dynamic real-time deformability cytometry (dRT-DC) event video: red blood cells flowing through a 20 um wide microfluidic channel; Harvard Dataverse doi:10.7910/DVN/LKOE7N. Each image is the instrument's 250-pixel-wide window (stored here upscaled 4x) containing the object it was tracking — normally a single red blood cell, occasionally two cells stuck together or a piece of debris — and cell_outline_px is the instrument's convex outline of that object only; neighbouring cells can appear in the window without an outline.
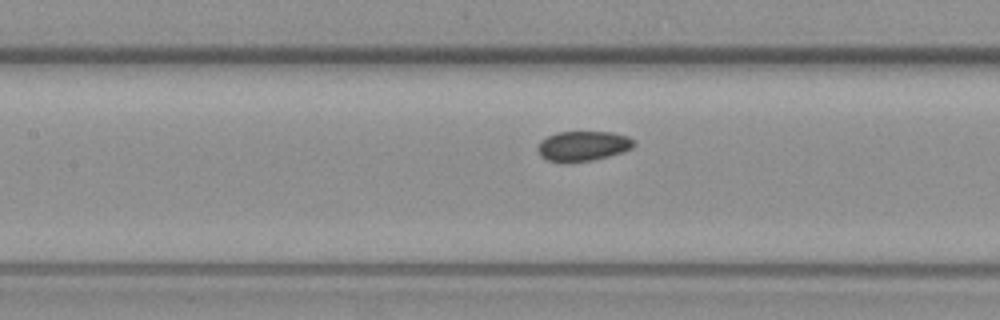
{"species": "common noctule bat (a hibernating species)", "species_latin": "Nyctalus noctula", "temperature_condition": "warm", "stored_images_in_passage": 8, "camera_frame_rate_fps": 3000, "um_per_image_px": 0.085, "animal": {"sex": "female", "body_mass_g": 19.3, "forearm_length_mm": 54.1}, "frame": {"image": 1, "passage_image": 8, "time_ms": 8.667, "image_size_px": [1000, 320], "cell_outline_px": [[636, 144], [632, 148], [624, 152], [592, 160], [564, 164], [548, 160], [540, 156], [536, 148], [540, 140], [556, 132], [612, 132], [628, 136], [636, 140]], "centroid_in_image_um": [49.55, 12.42], "position_along_channel_um": 157.9, "area_um2": 17.22}}